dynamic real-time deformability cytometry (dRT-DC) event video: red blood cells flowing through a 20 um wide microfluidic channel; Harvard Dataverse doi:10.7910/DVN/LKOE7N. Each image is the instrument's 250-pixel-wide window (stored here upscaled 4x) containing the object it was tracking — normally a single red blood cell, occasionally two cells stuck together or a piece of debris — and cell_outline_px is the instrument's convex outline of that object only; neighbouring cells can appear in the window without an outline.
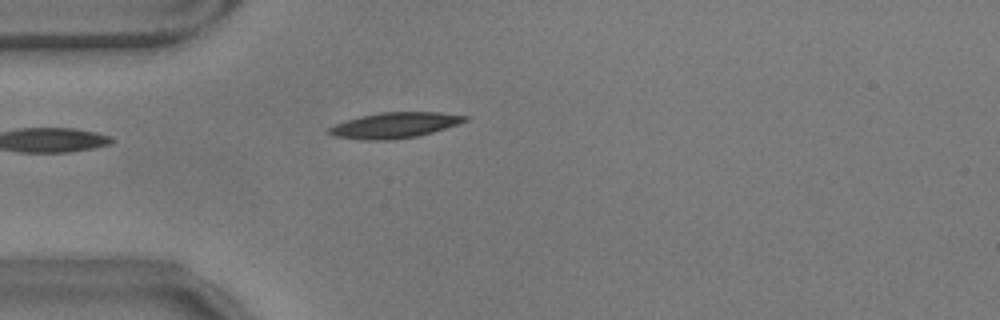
{"species": "common noctule bat (a hibernating species)", "species_latin": "Nyctalus noctula", "temperature_condition": "warm", "stored_images_in_passage": 40, "camera_frame_rate_fps": 3000, "um_per_image_px": 0.085, "animal": {"sex": "male", "body_mass_g": 17.9}, "frame": {"image": 1, "passage_image": 1, "time_ms": 0.0, "image_size_px": [1000, 320], "cell_outline_px": [[468, 120], [432, 132], [416, 136], [392, 140], [360, 140], [336, 136], [328, 132], [328, 128], [336, 124], [360, 116], [380, 112], [440, 112], [468, 116]], "centroid_in_image_um": [33.54, 10.64], "position_along_channel_um": 51.5, "area_um2": 20.06}}
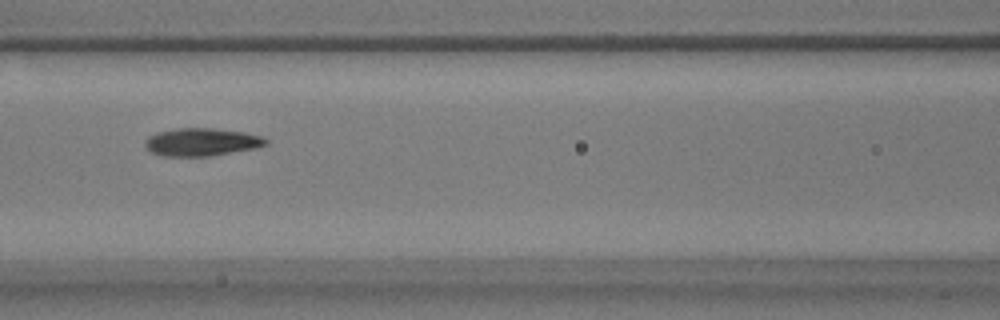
{"frame": {"image": 2, "passage_image": 10, "time_ms": 3.0, "image_size_px": [1000, 320], "cell_outline_px": [[268, 144], [256, 148], [212, 156], [164, 156], [152, 152], [144, 144], [144, 140], [148, 136], [156, 132], [176, 128], [212, 128], [244, 132], [264, 136], [268, 140]], "centroid_in_image_um": [17.16, 12.07], "position_along_channel_um": 149.4, "area_um2": 19.77}}
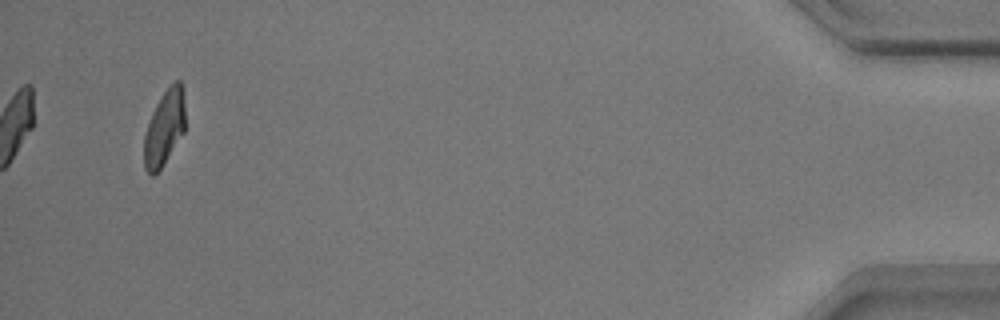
{"frame": {"image": 3, "passage_image": 40, "time_ms": 13.0, "image_size_px": [1000, 320], "cell_outline_px": [[184, 132], [160, 168], [152, 176], [144, 168], [144, 136], [152, 112], [156, 104], [164, 92], [176, 80], [180, 80], [184, 88]], "centroid_in_image_um": [13.97, 10.84], "position_along_channel_um": 421.2, "area_um2": 17.74}, "authors_computed_cell_mechanics": {"area_um2": 19.6809, "velocity_mm_per_s": 3.5214, "shape_relaxation_time_tau1_ms": 4.1167, "shape_relaxation_time_tau2_ms": 2.4138, "deformation_change_tau1": 0.175, "deformation_change_tau2": 0.0792}}